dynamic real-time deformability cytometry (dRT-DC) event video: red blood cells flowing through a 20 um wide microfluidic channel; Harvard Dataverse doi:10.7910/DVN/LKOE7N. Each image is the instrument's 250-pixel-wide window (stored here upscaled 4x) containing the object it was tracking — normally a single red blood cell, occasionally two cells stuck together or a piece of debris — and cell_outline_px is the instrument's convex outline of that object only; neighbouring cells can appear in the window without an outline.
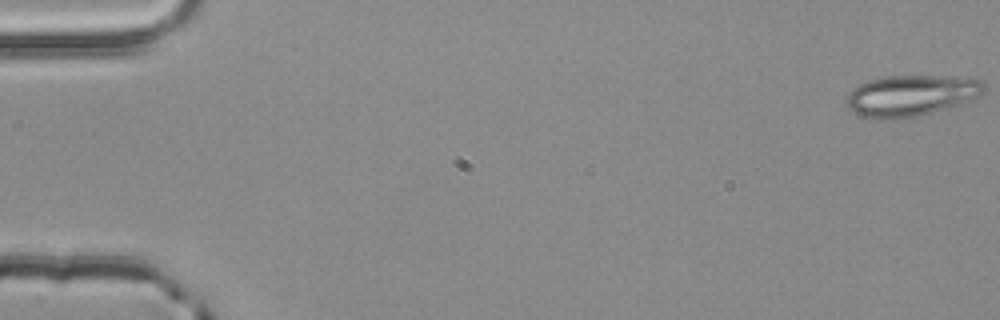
{"species": "common noctule bat (a hibernating species)", "species_latin": "Nyctalus noctula", "temperature_condition": "room temperature", "stored_images_in_passage": 55, "camera_frame_rate_fps": 3000, "um_per_image_px": 0.085, "animal": {"sex": "male", "body_mass_g": 20.4}, "frame": {"image": 1, "passage_image": 1, "time_ms": 0.0, "image_size_px": [1000, 320], "cell_outline_px": [[984, 92], [980, 96], [972, 100], [916, 116], [892, 120], [880, 120], [864, 116], [856, 112], [848, 104], [848, 92], [860, 84], [868, 80], [884, 76], [968, 76], [980, 80], [984, 84]], "centroid_in_image_um": [77.49, 8.1], "position_along_channel_um": 7.5, "area_um2": 32.77}}
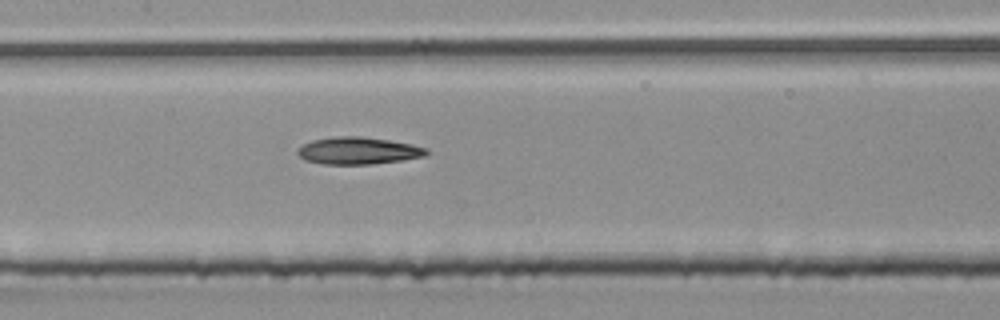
{"frame": {"image": 2, "passage_image": 27, "time_ms": 8.667, "image_size_px": [1000, 320], "cell_outline_px": [[432, 152], [424, 156], [404, 160], [372, 164], [320, 164], [304, 160], [296, 152], [296, 148], [312, 140], [336, 136], [360, 136], [388, 140], [412, 144], [428, 148]], "centroid_in_image_um": [30.46, 12.81], "position_along_channel_um": 176.9, "area_um2": 20.63}}
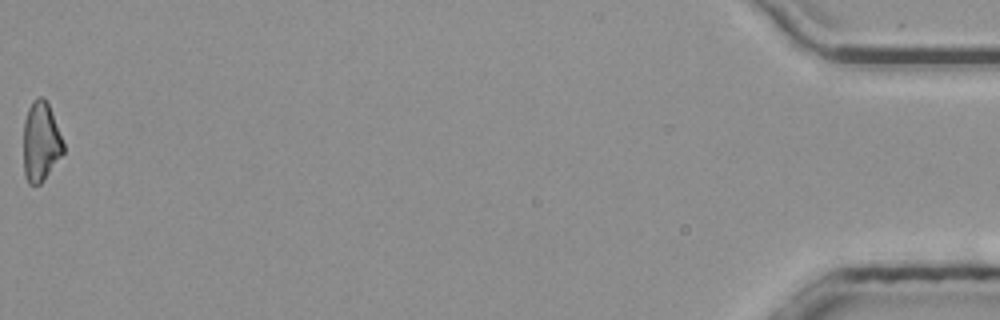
{"frame": {"image": 3, "passage_image": 55, "time_ms": 18.0, "image_size_px": [1000, 320], "cell_outline_px": [[64, 152], [44, 180], [40, 184], [28, 184], [24, 176], [24, 120], [28, 108], [32, 100], [40, 96], [44, 96], [48, 104], [64, 144]], "centroid_in_image_um": [3.45, 12.05], "position_along_channel_um": 431.7, "area_um2": 18.44}}